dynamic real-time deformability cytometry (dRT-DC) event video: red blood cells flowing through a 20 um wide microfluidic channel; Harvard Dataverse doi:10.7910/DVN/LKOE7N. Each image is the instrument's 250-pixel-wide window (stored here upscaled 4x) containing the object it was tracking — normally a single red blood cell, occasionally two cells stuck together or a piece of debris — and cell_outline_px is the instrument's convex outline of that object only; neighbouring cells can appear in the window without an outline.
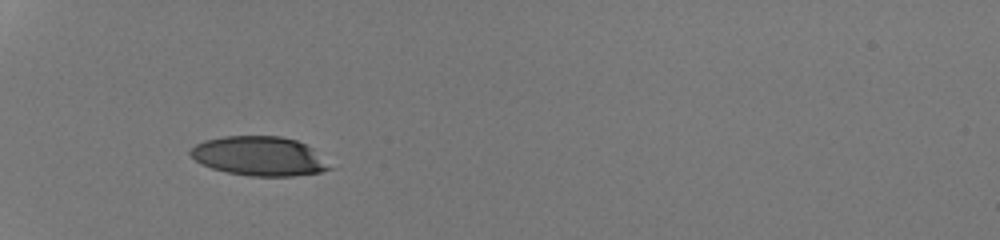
{"species": "human", "species_latin": "Homo sapiens", "temperature_condition": "room temperature", "stored_images_in_passage": 32, "camera_frame_rate_fps": 3000, "um_per_image_px": 0.085, "donor": {"sex": "male"}, "frame": {"image": 1, "passage_image": 1, "time_ms": 0.0, "image_size_px": [1000, 240], "cell_outline_px": [[336, 168], [320, 172], [292, 176], [248, 176], [228, 172], [212, 168], [196, 160], [188, 152], [196, 144], [204, 140], [224, 136], [280, 136], [296, 140], [312, 148]], "centroid_in_image_um": [22.08, 13.27], "position_along_channel_um": 62.9, "area_um2": 31.85}}
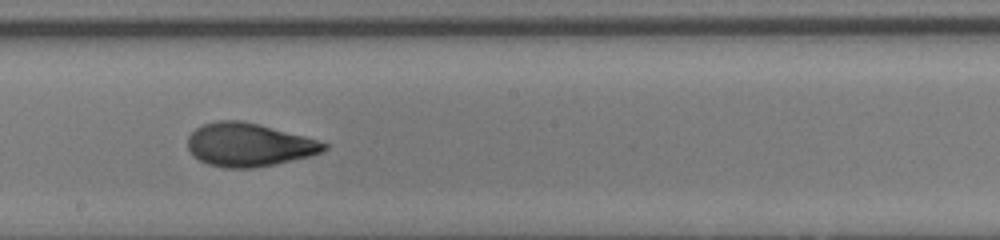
{"frame": {"image": 2, "passage_image": 14, "time_ms": 4.333, "image_size_px": [1000, 240], "cell_outline_px": [[328, 148], [320, 152], [308, 156], [276, 164], [252, 168], [224, 168], [208, 164], [200, 160], [188, 148], [188, 136], [196, 128], [204, 124], [216, 120], [240, 120], [260, 124], [304, 136], [328, 144]], "centroid_in_image_um": [21.14, 12.3], "position_along_channel_um": 227.1, "area_um2": 34.16}}
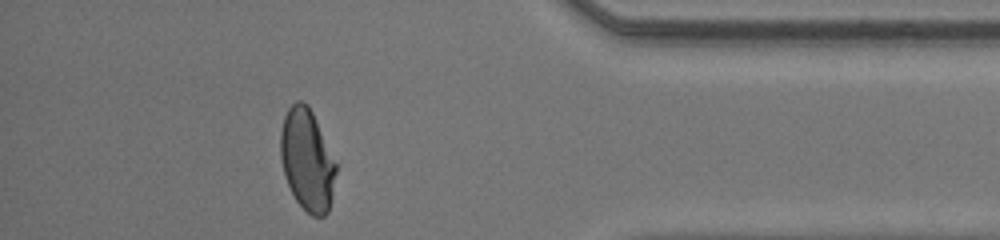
{"frame": {"image": 3, "passage_image": 28, "time_ms": 9.0, "image_size_px": [1000, 240], "cell_outline_px": [[336, 172], [332, 200], [328, 212], [324, 216], [312, 216], [296, 200], [284, 176], [280, 156], [280, 132], [284, 116], [288, 108], [296, 100], [300, 100], [308, 104], [312, 112], [336, 164]], "centroid_in_image_um": [26.09, 13.59], "position_along_channel_um": 409.1, "area_um2": 32.71}, "authors_computed_cell_mechanics": {"area_um2": 33.9286, "velocity_mm_per_s": 4.3557, "shape_relaxation_time_tau1_ms": 4.8157, "shape_relaxation_time_tau2_ms": 0.9167, "deformation_change_tau1": 0.2154, "deformation_change_tau2": 0.0658}}